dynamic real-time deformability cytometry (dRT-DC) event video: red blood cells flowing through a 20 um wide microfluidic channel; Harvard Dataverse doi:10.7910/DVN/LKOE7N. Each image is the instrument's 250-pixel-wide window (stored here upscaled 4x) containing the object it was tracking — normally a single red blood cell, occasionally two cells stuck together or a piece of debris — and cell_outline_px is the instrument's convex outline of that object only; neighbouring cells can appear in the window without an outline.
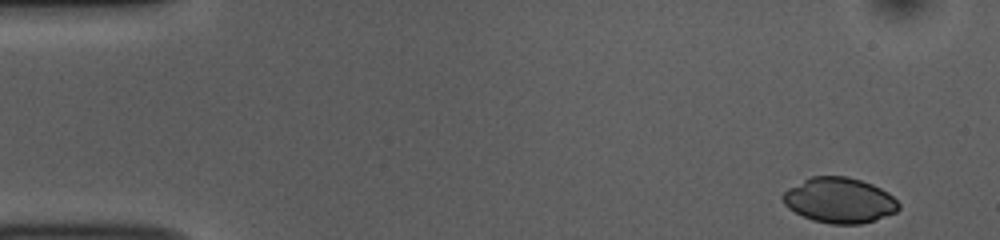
{"species": "common noctule bat (a hibernating species)", "species_latin": "Nyctalus noctula", "temperature_condition": "room temperature", "stored_images_in_passage": 50, "camera_frame_rate_fps": 3000, "um_per_image_px": 0.085, "animal": {"sex": "female", "body_mass_g": 10.0, "forearm_length_mm": 53.1}, "frame": {"image": 1, "passage_image": 1, "time_ms": 0.0, "image_size_px": [1000, 240], "cell_outline_px": [[900, 208], [896, 212], [860, 224], [832, 224], [812, 220], [788, 208], [784, 204], [784, 192], [788, 188], [812, 176], [848, 176], [872, 184], [888, 192], [900, 204]], "centroid_in_image_um": [71.36, 17.02], "position_along_channel_um": 13.6, "area_um2": 30.29}}
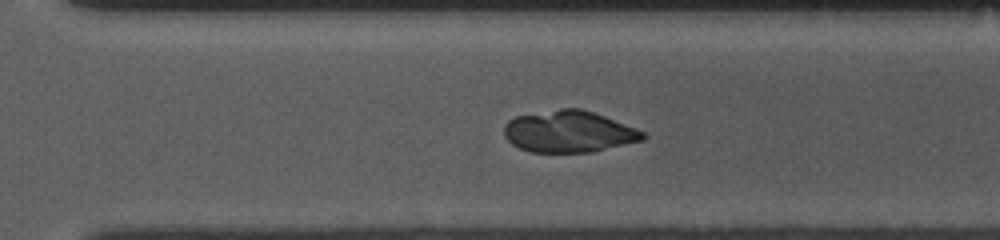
{"frame": {"image": 2, "passage_image": 34, "time_ms": 11.0, "image_size_px": [1000, 240], "cell_outline_px": [[648, 136], [644, 140], [592, 152], [532, 152], [520, 148], [512, 144], [504, 136], [504, 124], [508, 120], [516, 116], [560, 108], [580, 108], [604, 116], [636, 128], [644, 132]], "centroid_in_image_um": [48.36, 11.19], "position_along_channel_um": 322.2, "area_um2": 33.7}}
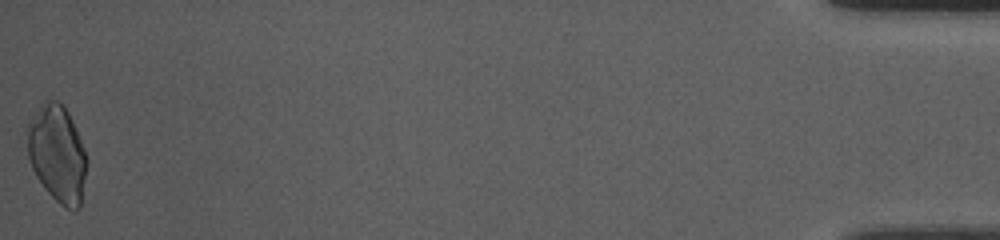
{"frame": {"image": 3, "passage_image": 50, "time_ms": 16.333, "image_size_px": [1000, 240], "cell_outline_px": [[88, 160], [80, 208], [76, 212], [64, 208], [44, 188], [36, 176], [32, 168], [28, 156], [28, 124], [40, 104], [44, 100], [56, 100], [64, 104], [72, 120], [84, 148]], "centroid_in_image_um": [4.89, 13.08], "position_along_channel_um": 430.3, "area_um2": 33.76}}